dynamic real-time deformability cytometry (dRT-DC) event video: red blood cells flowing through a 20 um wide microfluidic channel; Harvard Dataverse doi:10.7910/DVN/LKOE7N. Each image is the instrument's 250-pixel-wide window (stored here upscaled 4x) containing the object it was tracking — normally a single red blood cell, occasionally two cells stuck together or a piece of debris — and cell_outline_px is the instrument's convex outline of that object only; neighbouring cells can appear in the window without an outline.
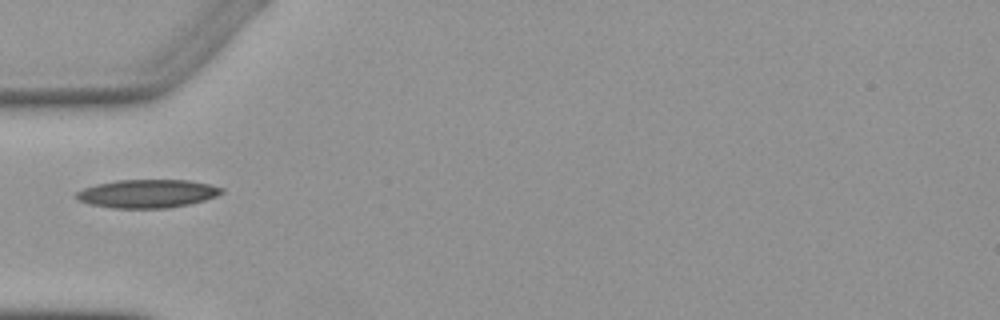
{"species": "Egyptian fruit bat (a non-hibernating species)", "species_latin": "Rousettus aegyptiacus", "temperature_condition": "warm", "stored_images_in_passage": 1, "camera_frame_rate_fps": 3000, "um_per_image_px": 0.085, "animal": {"sex": "female"}, "frame": {"image": 1, "passage_image": 1, "time_ms": 0.0, "image_size_px": [1000, 320], "cell_outline_px": [[224, 192], [216, 196], [204, 200], [188, 204], [168, 208], [112, 208], [88, 204], [72, 196], [76, 192], [84, 188], [96, 184], [116, 180], [188, 180], [208, 184], [224, 188]], "centroid_in_image_um": [12.49, 16.46], "position_along_channel_um": 72.5, "area_um2": 24.04}}